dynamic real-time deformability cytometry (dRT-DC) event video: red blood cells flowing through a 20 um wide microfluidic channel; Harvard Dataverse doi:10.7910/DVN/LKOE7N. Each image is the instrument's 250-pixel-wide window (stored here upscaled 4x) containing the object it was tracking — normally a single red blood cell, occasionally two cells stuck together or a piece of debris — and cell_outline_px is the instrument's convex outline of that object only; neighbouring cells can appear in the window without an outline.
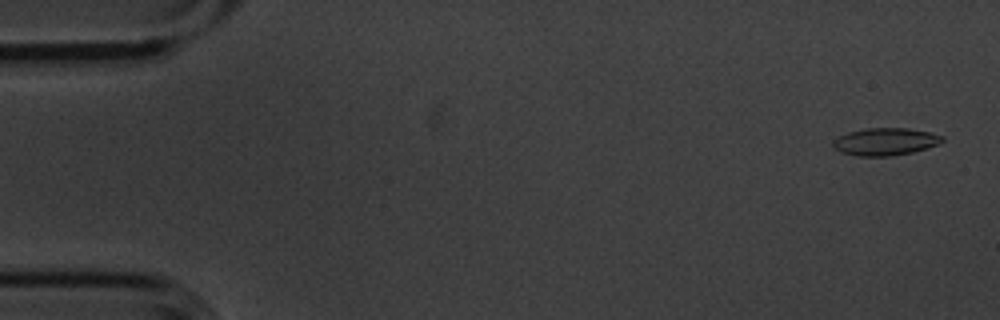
{"species": "common noctule bat (a hibernating species)", "species_latin": "Nyctalus noctula", "temperature_condition": "cold", "stored_images_in_passage": 5, "camera_frame_rate_fps": 3000, "um_per_image_px": 0.085, "animal": {"sex": "male", "body_mass_g": 20.1, "forearm_length_mm": 53.5}, "frame": {"image": 1, "passage_image": 1, "time_ms": 0.0, "image_size_px": [1000, 320], "cell_outline_px": [[944, 140], [936, 144], [912, 152], [892, 156], [856, 156], [840, 152], [832, 148], [832, 140], [848, 132], [864, 128], [908, 128], [928, 132], [944, 136]], "centroid_in_image_um": [75.18, 12.04], "position_along_channel_um": 9.8, "area_um2": 17.46}}
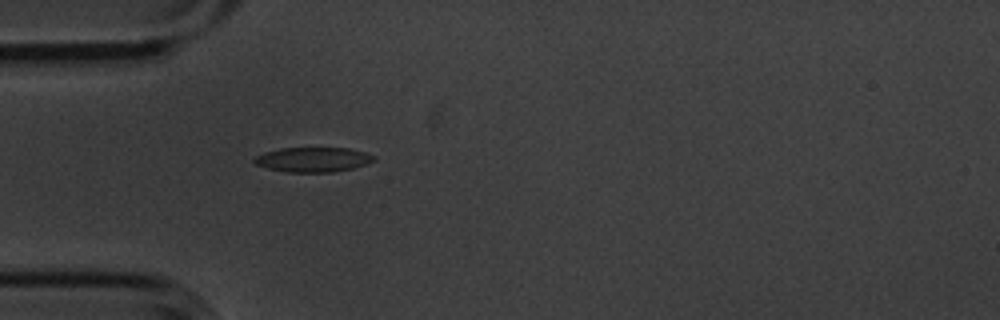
{"frame": {"image": 2, "passage_image": 5, "time_ms": 1.333, "image_size_px": [1000, 320], "cell_outline_px": [[376, 160], [352, 168], [332, 172], [288, 172], [268, 168], [256, 164], [252, 160], [256, 156], [264, 152], [280, 148], [348, 148], [364, 152], [376, 156]], "centroid_in_image_um": [26.6, 13.56], "position_along_channel_um": 58.4, "area_um2": 17.11}}